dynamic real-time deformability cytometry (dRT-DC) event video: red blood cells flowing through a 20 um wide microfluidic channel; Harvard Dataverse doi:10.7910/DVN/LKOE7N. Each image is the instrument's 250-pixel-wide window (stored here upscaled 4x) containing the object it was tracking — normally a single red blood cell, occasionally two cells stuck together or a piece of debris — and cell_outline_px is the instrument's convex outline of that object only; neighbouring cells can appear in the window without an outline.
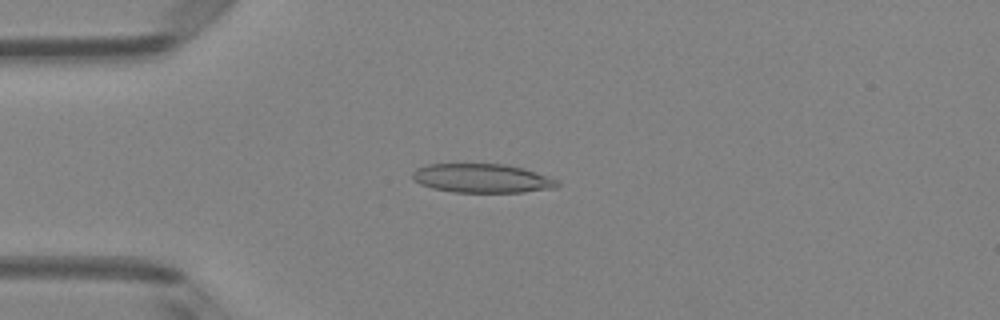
{"species": "Egyptian fruit bat (a non-hibernating species)", "species_latin": "Rousettus aegyptiacus", "temperature_condition": "room temperature", "stored_images_in_passage": 48, "camera_frame_rate_fps": 3000, "um_per_image_px": 0.085, "animal": {"sex": "female"}, "frame": {"image": 1, "passage_image": 12, "time_ms": 3.667, "image_size_px": [1000, 320], "cell_outline_px": [[560, 184], [556, 188], [524, 192], [452, 192], [432, 188], [420, 184], [412, 176], [412, 172], [416, 168], [428, 164], [504, 164], [524, 168], [548, 176], [556, 180]], "centroid_in_image_um": [40.98, 15.15], "position_along_channel_um": 44.0, "area_um2": 24.45}}
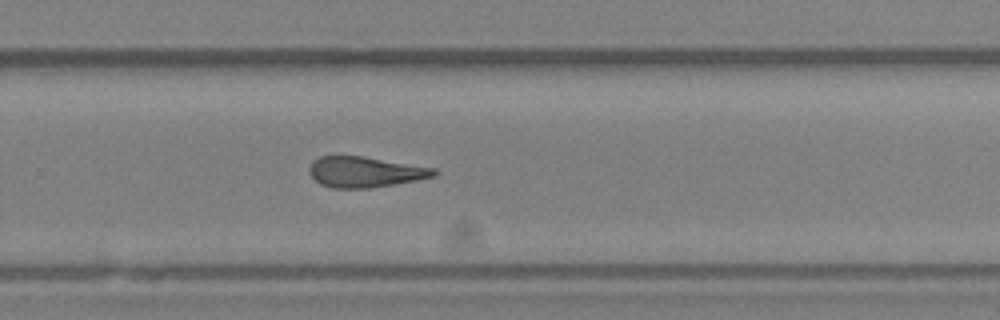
{"frame": {"image": 2, "passage_image": 32, "time_ms": 10.333, "image_size_px": [1000, 320], "cell_outline_px": [[440, 172], [436, 176], [420, 180], [368, 188], [332, 188], [320, 184], [308, 172], [308, 168], [312, 160], [320, 156], [364, 156], [436, 168]], "centroid_in_image_um": [31.06, 14.61], "position_along_channel_um": 298.7, "area_um2": 22.54}}
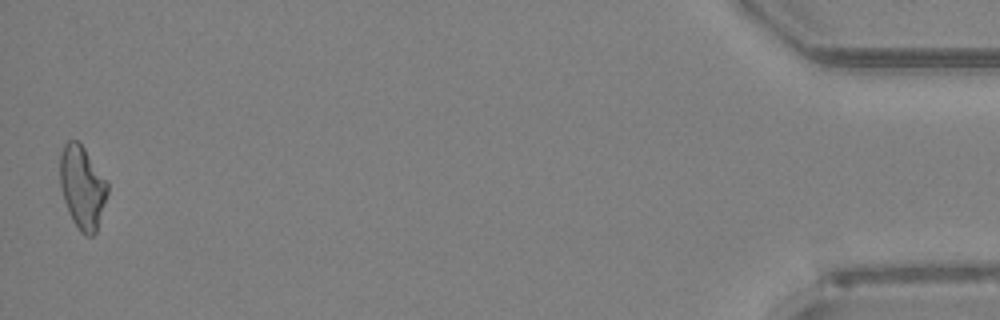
{"frame": {"image": 3, "passage_image": 48, "time_ms": 15.667, "image_size_px": [1000, 320], "cell_outline_px": [[108, 192], [96, 232], [92, 236], [84, 236], [80, 232], [72, 220], [68, 212], [60, 188], [60, 152], [64, 144], [68, 140], [76, 140], [84, 148], [108, 184]], "centroid_in_image_um": [6.97, 15.94], "position_along_channel_um": 428.2, "area_um2": 22.83}, "authors_computed_cell_mechanics": {"area_um2": 23.2356, "velocity_mm_per_s": 4.1442, "shape_relaxation_time_tau1_ms": null, "shape_relaxation_time_tau2_ms": 4.5496, "deformation_change_tau1": null, "deformation_change_tau2": 0.1546}}